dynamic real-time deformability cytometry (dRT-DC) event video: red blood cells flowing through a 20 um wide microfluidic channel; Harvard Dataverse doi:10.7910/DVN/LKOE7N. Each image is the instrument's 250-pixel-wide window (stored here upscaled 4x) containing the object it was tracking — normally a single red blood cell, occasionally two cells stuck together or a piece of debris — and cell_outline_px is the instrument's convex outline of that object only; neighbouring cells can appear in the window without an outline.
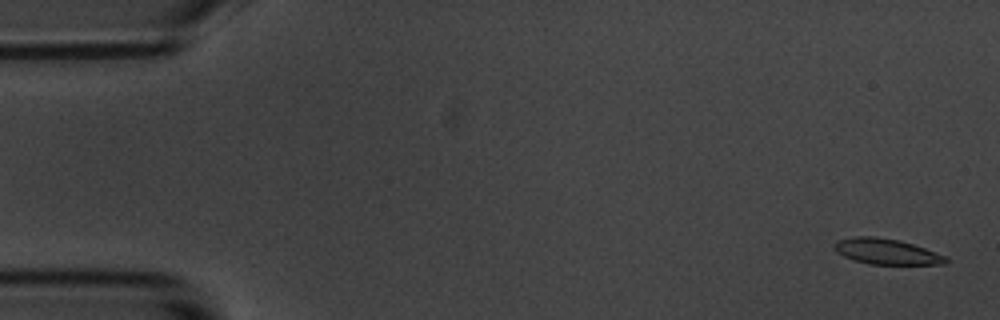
{"species": "common noctule bat (a hibernating species)", "species_latin": "Nyctalus noctula", "temperature_condition": "room temperature", "stored_images_in_passage": 27, "camera_frame_rate_fps": 3000, "um_per_image_px": 0.085, "animal": {"sex": "male", "body_mass_g": 20.1, "forearm_length_mm": 53.5}, "frame": {"image": 1, "passage_image": 2, "time_ms": 0.333, "image_size_px": [1000, 320], "cell_outline_px": [[948, 260], [944, 264], [868, 264], [844, 256], [836, 252], [836, 240], [852, 236], [876, 236], [900, 240], [948, 256]], "centroid_in_image_um": [75.36, 21.37], "position_along_channel_um": 9.6, "area_um2": 16.59}}
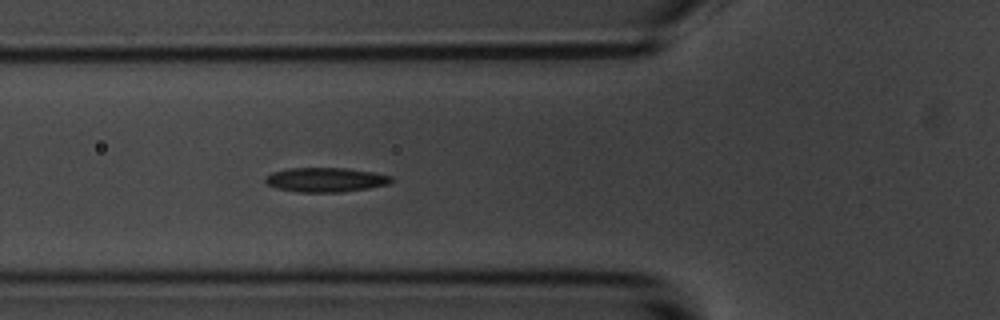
{"frame": {"image": 2, "passage_image": 20, "time_ms": 6.333, "image_size_px": [1000, 320], "cell_outline_px": [[392, 180], [388, 184], [368, 188], [340, 192], [300, 192], [276, 188], [268, 184], [264, 180], [272, 172], [288, 168], [344, 168], [372, 172], [392, 176]], "centroid_in_image_um": [27.67, 15.28], "position_along_channel_um": 98.1, "area_um2": 17.69}}
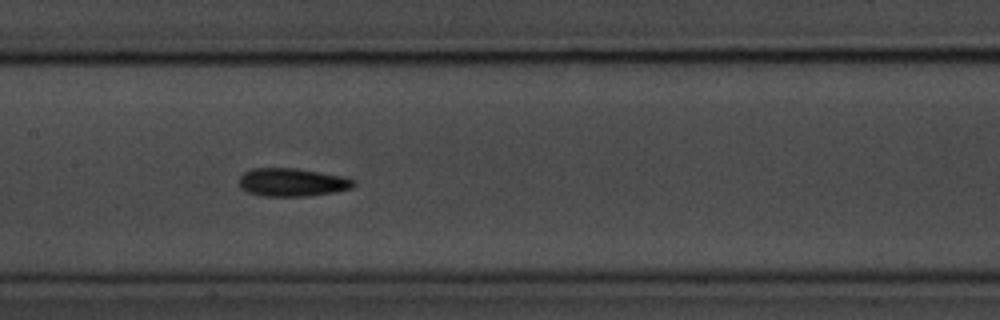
{"frame": {"image": 3, "passage_image": 27, "time_ms": 8.667, "image_size_px": [1000, 320], "cell_outline_px": [[356, 184], [352, 188], [332, 192], [308, 196], [264, 196], [248, 192], [240, 188], [240, 176], [244, 172], [252, 168], [296, 168], [344, 176], [356, 180]], "centroid_in_image_um": [24.85, 15.49], "position_along_channel_um": 182.6, "area_um2": 18.84}}